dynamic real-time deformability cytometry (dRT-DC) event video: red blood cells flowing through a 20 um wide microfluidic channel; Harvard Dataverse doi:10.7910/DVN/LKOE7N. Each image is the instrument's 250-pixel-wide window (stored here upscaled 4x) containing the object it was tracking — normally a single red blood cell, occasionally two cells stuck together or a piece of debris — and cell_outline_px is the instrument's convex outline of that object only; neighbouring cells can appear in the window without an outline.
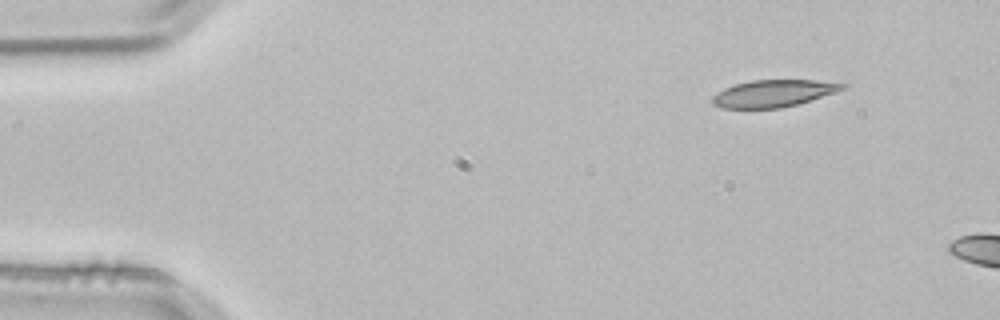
{"species": "common noctule bat (a hibernating species)", "species_latin": "Nyctalus noctula", "temperature_condition": "room temperature", "stored_images_in_passage": 2, "camera_frame_rate_fps": 3000, "um_per_image_px": 0.085, "animal": {"sex": "male", "body_mass_g": 21.5, "forearm_length_mm": 52.0}, "frame": {"image": 1, "passage_image": 1, "time_ms": 0.0, "image_size_px": [1000, 320], "cell_outline_px": [[848, 84], [844, 88], [836, 92], [796, 104], [780, 108], [724, 108], [712, 104], [712, 96], [724, 88], [736, 84], [752, 80], [816, 80]], "centroid_in_image_um": [65.72, 7.93], "position_along_channel_um": 19.3, "area_um2": 20.29}}